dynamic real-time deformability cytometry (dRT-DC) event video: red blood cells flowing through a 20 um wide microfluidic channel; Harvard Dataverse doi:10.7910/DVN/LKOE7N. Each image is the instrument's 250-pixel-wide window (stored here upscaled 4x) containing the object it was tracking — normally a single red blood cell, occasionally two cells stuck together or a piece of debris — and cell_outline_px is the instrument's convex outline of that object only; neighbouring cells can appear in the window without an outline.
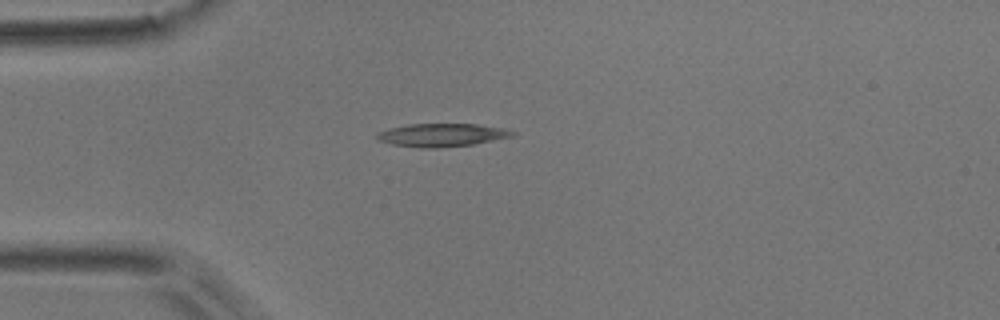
{"species": "common noctule bat (a hibernating species)", "species_latin": "Nyctalus noctula", "temperature_condition": "room temperature", "stored_images_in_passage": 2, "camera_frame_rate_fps": 3000, "um_per_image_px": 0.085, "animal": {"sex": "male", "body_mass_g": 17.9}, "frame": {"image": 1, "passage_image": 1, "time_ms": 0.0, "image_size_px": [1000, 320], "cell_outline_px": [[516, 132], [512, 136], [472, 144], [436, 148], [420, 148], [392, 144], [376, 140], [376, 132], [388, 128], [408, 124], [476, 124], [508, 128]], "centroid_in_image_um": [37.51, 11.47], "position_along_channel_um": 47.5, "area_um2": 18.32}}